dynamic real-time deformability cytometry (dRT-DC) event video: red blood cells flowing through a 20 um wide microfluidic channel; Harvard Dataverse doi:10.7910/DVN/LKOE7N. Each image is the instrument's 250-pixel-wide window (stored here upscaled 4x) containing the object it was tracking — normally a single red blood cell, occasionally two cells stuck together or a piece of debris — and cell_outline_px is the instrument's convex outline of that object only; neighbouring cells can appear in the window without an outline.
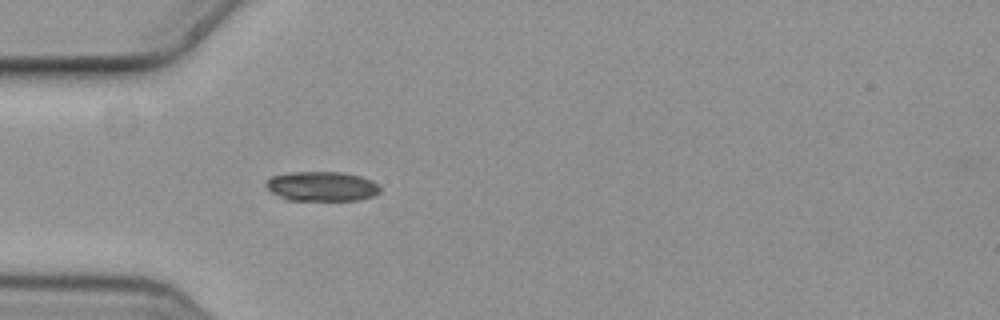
{"species": "common noctule bat (a hibernating species)", "species_latin": "Nyctalus noctula", "temperature_condition": "cold", "stored_images_in_passage": 1, "camera_frame_rate_fps": 3000, "um_per_image_px": 0.085, "animal": {"sex": "female", "body_mass_g": 19.3, "forearm_length_mm": 54.1}, "frame": {"image": 1, "passage_image": 1, "time_ms": 0.0, "image_size_px": [1000, 320], "cell_outline_px": [[380, 192], [372, 196], [360, 200], [284, 200], [272, 192], [264, 184], [272, 176], [292, 172], [340, 172], [360, 176], [372, 180], [380, 184]], "centroid_in_image_um": [27.37, 15.84], "position_along_channel_um": 57.6, "area_um2": 19.77}}